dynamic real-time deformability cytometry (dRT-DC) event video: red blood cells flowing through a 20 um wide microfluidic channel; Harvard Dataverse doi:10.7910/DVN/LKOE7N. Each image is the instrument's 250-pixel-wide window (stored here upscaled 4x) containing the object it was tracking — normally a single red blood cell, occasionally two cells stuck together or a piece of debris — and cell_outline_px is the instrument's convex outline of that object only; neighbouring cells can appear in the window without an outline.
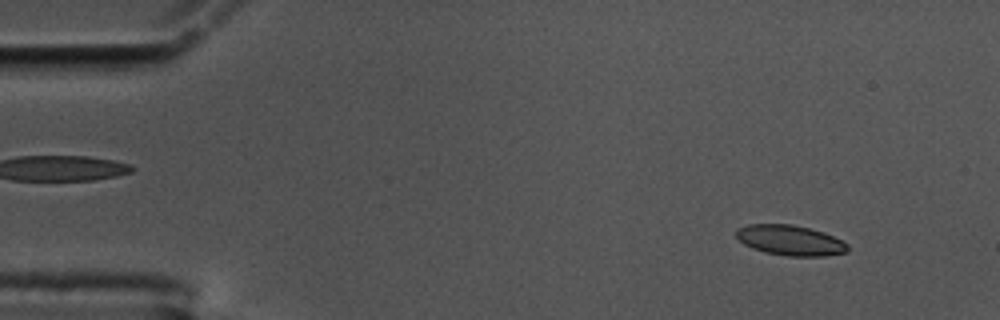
{"species": "common noctule bat (a hibernating species)", "species_latin": "Nyctalus noctula", "temperature_condition": "cold", "stored_images_in_passage": 57, "camera_frame_rate_fps": 3000, "um_per_image_px": 0.085, "animal": {"sex": "male", "body_mass_g": 17.5, "forearm_length_mm": 52.3}, "frame": {"image": 1, "passage_image": 6, "time_ms": 1.667, "image_size_px": [1000, 320], "cell_outline_px": [[848, 252], [824, 256], [788, 256], [764, 252], [752, 248], [744, 244], [736, 236], [736, 228], [748, 224], [792, 224], [824, 232], [848, 244]], "centroid_in_image_um": [67.15, 20.42], "position_along_channel_um": 17.9, "area_um2": 19.65}}
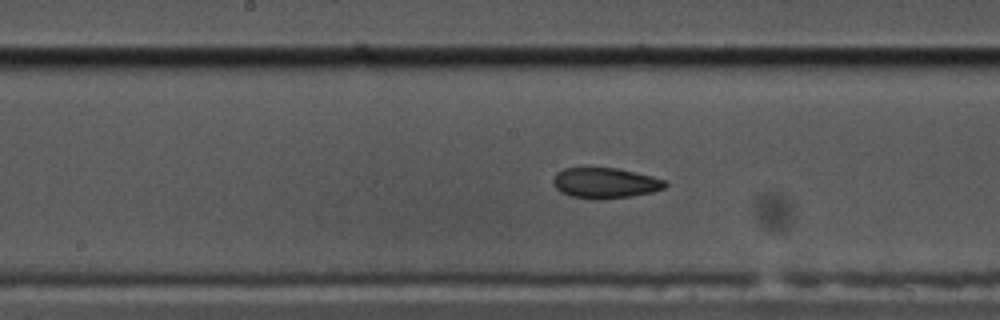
{"frame": {"image": 2, "passage_image": 29, "time_ms": 9.333, "image_size_px": [1000, 320], "cell_outline_px": [[668, 184], [664, 188], [652, 192], [632, 196], [600, 200], [596, 200], [572, 196], [560, 192], [552, 184], [552, 180], [556, 172], [564, 168], [620, 168], [652, 176], [664, 180]], "centroid_in_image_um": [51.42, 15.56], "position_along_channel_um": 196.8, "area_um2": 20.11}}
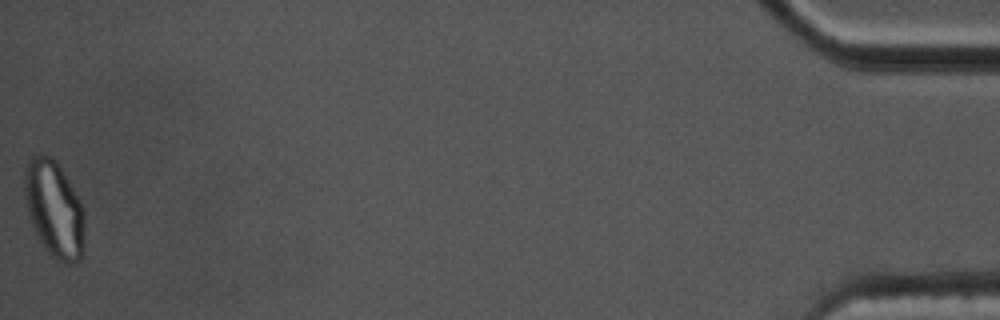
{"frame": {"image": 3, "passage_image": 57, "time_ms": 18.667, "image_size_px": [1000, 320], "cell_outline_px": [[84, 248], [80, 260], [76, 264], [64, 264], [56, 260], [44, 248], [32, 224], [28, 212], [24, 196], [24, 168], [28, 160], [32, 156], [48, 156], [56, 160], [80, 200], [84, 212]], "centroid_in_image_um": [4.62, 17.81], "position_along_channel_um": 430.6, "area_um2": 33.99}, "authors_computed_cell_mechanics": {"area_um2": 20.2878, "velocity_mm_per_s": 3.5557, "shape_relaxation_time_tau1_ms": 10.0763, "shape_relaxation_time_tau2_ms": 3.1249, "deformation_change_tau1": 0.202, "deformation_change_tau2": 0.0664}}